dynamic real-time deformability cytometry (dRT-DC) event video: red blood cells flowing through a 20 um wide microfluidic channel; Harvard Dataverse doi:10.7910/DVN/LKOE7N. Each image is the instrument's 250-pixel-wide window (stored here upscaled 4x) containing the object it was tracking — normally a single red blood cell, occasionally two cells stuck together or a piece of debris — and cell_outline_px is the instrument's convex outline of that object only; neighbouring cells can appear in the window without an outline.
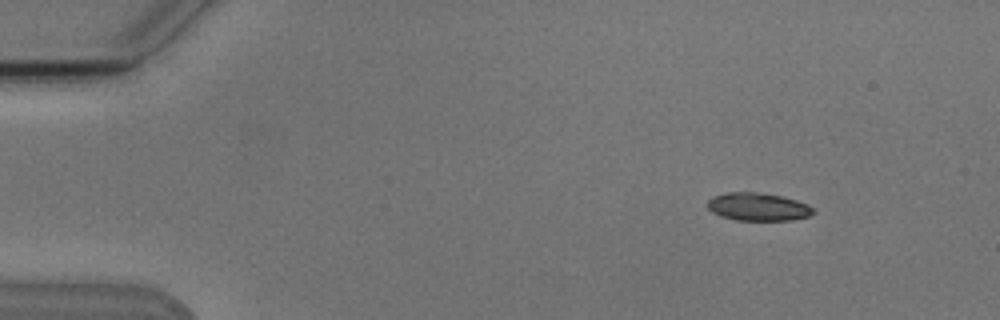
{"species": "Egyptian fruit bat (a non-hibernating species)", "species_latin": "Rousettus aegyptiacus", "temperature_condition": "cold", "stored_images_in_passage": 4, "camera_frame_rate_fps": 3000, "um_per_image_px": 0.085, "animal": {"sex": "male"}, "frame": {"image": 1, "passage_image": 2, "time_ms": 1.0, "image_size_px": [1000, 320], "cell_outline_px": [[816, 212], [808, 216], [792, 220], [736, 220], [720, 216], [712, 212], [708, 208], [708, 200], [712, 196], [728, 192], [756, 192], [780, 196], [796, 200], [808, 204]], "centroid_in_image_um": [64.42, 17.58], "position_along_channel_um": 20.6, "area_um2": 17.17}}